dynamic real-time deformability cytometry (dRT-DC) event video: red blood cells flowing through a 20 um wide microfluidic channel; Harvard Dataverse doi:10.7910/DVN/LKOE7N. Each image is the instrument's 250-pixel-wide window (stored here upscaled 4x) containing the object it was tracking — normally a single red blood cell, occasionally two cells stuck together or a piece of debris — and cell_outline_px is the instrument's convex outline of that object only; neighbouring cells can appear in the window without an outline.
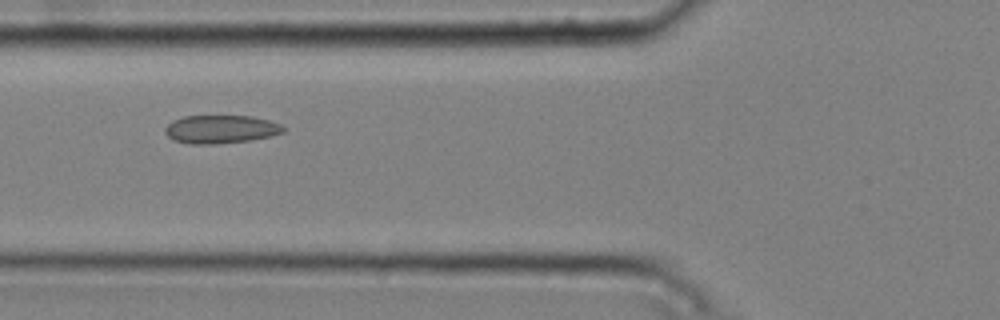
{"species": "common noctule bat (a hibernating species)", "species_latin": "Nyctalus noctula", "temperature_condition": "cold", "stored_images_in_passage": 7, "camera_frame_rate_fps": 3000, "um_per_image_px": 0.085, "animal": {"sex": "male", "body_mass_g": 20.4}, "frame": {"image": 1, "passage_image": 5, "time_ms": 1.333, "image_size_px": [1000, 320], "cell_outline_px": [[288, 128], [284, 132], [252, 140], [216, 144], [188, 144], [172, 140], [164, 132], [164, 128], [172, 120], [184, 116], [252, 116], [268, 120], [280, 124]], "centroid_in_image_um": [18.75, 10.99], "position_along_channel_um": 107.1, "area_um2": 19.65}}
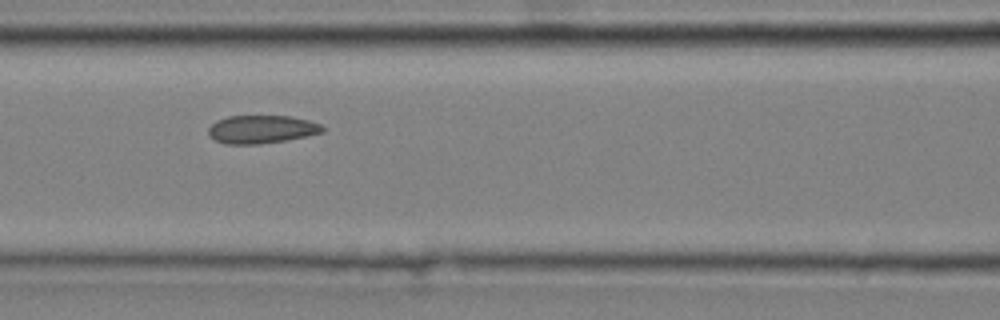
{"frame": {"image": 2, "passage_image": 6, "time_ms": 1.667, "image_size_px": [1000, 320], "cell_outline_px": [[324, 132], [308, 136], [288, 140], [260, 144], [224, 144], [208, 136], [208, 128], [216, 120], [228, 116], [292, 116], [308, 120], [320, 124], [324, 128]], "centroid_in_image_um": [22.23, 10.99], "position_along_channel_um": 144.4, "area_um2": 18.9}}
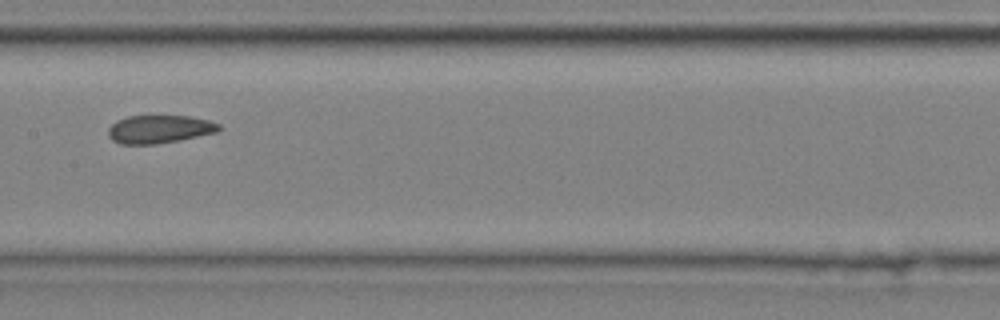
{"frame": {"image": 3, "passage_image": 7, "time_ms": 2.0, "image_size_px": [1000, 320], "cell_outline_px": [[220, 128], [216, 132], [180, 140], [156, 144], [120, 144], [112, 140], [108, 136], [108, 128], [116, 120], [128, 116], [188, 116], [208, 120], [220, 124]], "centroid_in_image_um": [13.51, 10.98], "position_along_channel_um": 193.9, "area_um2": 18.09}}